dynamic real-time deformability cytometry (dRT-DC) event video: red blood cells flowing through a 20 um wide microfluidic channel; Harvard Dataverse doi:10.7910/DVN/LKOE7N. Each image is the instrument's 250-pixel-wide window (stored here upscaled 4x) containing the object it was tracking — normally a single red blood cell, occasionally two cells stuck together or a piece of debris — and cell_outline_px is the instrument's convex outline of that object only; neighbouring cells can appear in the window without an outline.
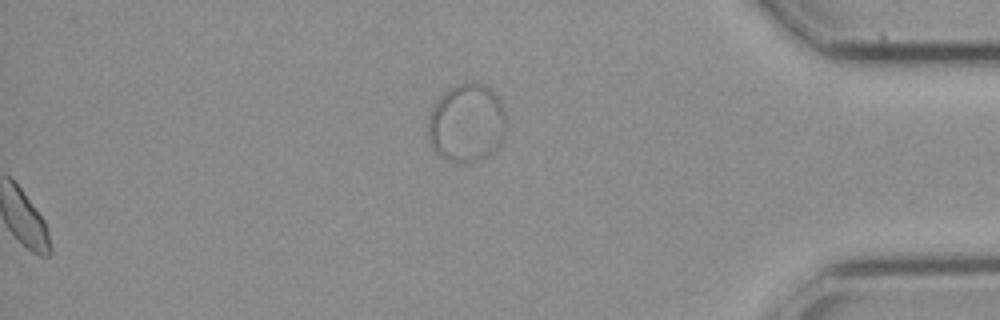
{"species": "common noctule bat (a hibernating species)", "species_latin": "Nyctalus noctula", "temperature_condition": "cold", "stored_images_in_passage": 23, "segment_of_instrument_passage": [2, 2], "camera_frame_rate_fps": 3000, "um_per_image_px": 0.085, "animal": {"sex": "female", "body_mass_g": 21.9}, "frame": {"image": 1, "passage_image": 23, "time_ms": 7.333, "image_size_px": [1000, 320], "cell_outline_px": [[504, 136], [496, 148], [492, 152], [476, 160], [448, 160], [440, 156], [432, 148], [428, 140], [428, 116], [436, 100], [448, 88], [460, 84], [484, 84], [492, 88], [500, 100], [504, 108]], "centroid_in_image_um": [39.64, 10.42], "position_along_channel_um": 395.6, "area_um2": 35.2}}